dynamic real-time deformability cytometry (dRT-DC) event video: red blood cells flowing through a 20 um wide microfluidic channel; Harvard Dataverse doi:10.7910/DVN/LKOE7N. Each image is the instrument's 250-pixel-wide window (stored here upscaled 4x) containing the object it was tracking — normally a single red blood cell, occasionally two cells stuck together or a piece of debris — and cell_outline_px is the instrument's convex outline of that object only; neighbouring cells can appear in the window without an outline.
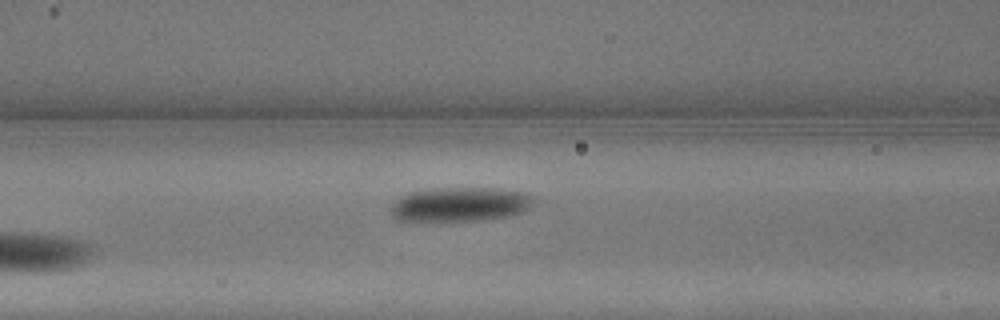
{"species": "common noctule bat (a hibernating species)", "species_latin": "Nyctalus noctula", "temperature_condition": "warm", "stored_images_in_passage": 5, "camera_frame_rate_fps": 3000, "um_per_image_px": 0.085, "animal": {"sex": "male", "body_mass_g": 13.3}, "frame": {"image": 1, "passage_image": 5, "time_ms": 1.333, "image_size_px": [1000, 320], "cell_outline_px": [[532, 196], [528, 204], [520, 212], [508, 216], [484, 220], [400, 220], [392, 216], [392, 204], [400, 196], [412, 192], [432, 188], [500, 188], [528, 192]], "centroid_in_image_um": [39.08, 17.35], "position_along_channel_um": 127.5, "area_um2": 28.03}}